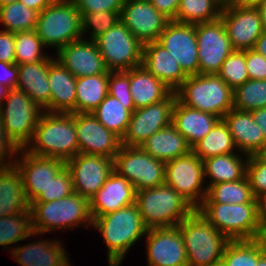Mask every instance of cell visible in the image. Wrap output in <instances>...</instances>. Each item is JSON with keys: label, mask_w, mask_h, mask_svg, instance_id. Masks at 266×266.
I'll use <instances>...</instances> for the list:
<instances>
[{"label": "cell", "mask_w": 266, "mask_h": 266, "mask_svg": "<svg viewBox=\"0 0 266 266\" xmlns=\"http://www.w3.org/2000/svg\"><path fill=\"white\" fill-rule=\"evenodd\" d=\"M108 74L76 78L75 113H92L108 95Z\"/></svg>", "instance_id": "34"}, {"label": "cell", "mask_w": 266, "mask_h": 266, "mask_svg": "<svg viewBox=\"0 0 266 266\" xmlns=\"http://www.w3.org/2000/svg\"><path fill=\"white\" fill-rule=\"evenodd\" d=\"M197 210L228 240H250L266 236L260 203H202Z\"/></svg>", "instance_id": "3"}, {"label": "cell", "mask_w": 266, "mask_h": 266, "mask_svg": "<svg viewBox=\"0 0 266 266\" xmlns=\"http://www.w3.org/2000/svg\"><path fill=\"white\" fill-rule=\"evenodd\" d=\"M140 147L153 158L164 162L185 156L191 151L185 138L172 123L158 130L146 139Z\"/></svg>", "instance_id": "32"}, {"label": "cell", "mask_w": 266, "mask_h": 266, "mask_svg": "<svg viewBox=\"0 0 266 266\" xmlns=\"http://www.w3.org/2000/svg\"><path fill=\"white\" fill-rule=\"evenodd\" d=\"M120 21L145 45L157 41L170 20L150 0H125Z\"/></svg>", "instance_id": "19"}, {"label": "cell", "mask_w": 266, "mask_h": 266, "mask_svg": "<svg viewBox=\"0 0 266 266\" xmlns=\"http://www.w3.org/2000/svg\"><path fill=\"white\" fill-rule=\"evenodd\" d=\"M81 16L100 11H121L125 0H73Z\"/></svg>", "instance_id": "49"}, {"label": "cell", "mask_w": 266, "mask_h": 266, "mask_svg": "<svg viewBox=\"0 0 266 266\" xmlns=\"http://www.w3.org/2000/svg\"><path fill=\"white\" fill-rule=\"evenodd\" d=\"M251 114L257 125L261 127L262 133L264 135V140L266 143V108H257L251 110Z\"/></svg>", "instance_id": "55"}, {"label": "cell", "mask_w": 266, "mask_h": 266, "mask_svg": "<svg viewBox=\"0 0 266 266\" xmlns=\"http://www.w3.org/2000/svg\"><path fill=\"white\" fill-rule=\"evenodd\" d=\"M19 151L20 148L12 141L5 131L0 115V169L14 166V159H16Z\"/></svg>", "instance_id": "50"}, {"label": "cell", "mask_w": 266, "mask_h": 266, "mask_svg": "<svg viewBox=\"0 0 266 266\" xmlns=\"http://www.w3.org/2000/svg\"><path fill=\"white\" fill-rule=\"evenodd\" d=\"M72 193H74L72 177L68 168L64 166L60 172L51 179L46 192H41L33 202H50L67 197Z\"/></svg>", "instance_id": "48"}, {"label": "cell", "mask_w": 266, "mask_h": 266, "mask_svg": "<svg viewBox=\"0 0 266 266\" xmlns=\"http://www.w3.org/2000/svg\"><path fill=\"white\" fill-rule=\"evenodd\" d=\"M95 42L109 71H126L141 66L143 44L121 21Z\"/></svg>", "instance_id": "11"}, {"label": "cell", "mask_w": 266, "mask_h": 266, "mask_svg": "<svg viewBox=\"0 0 266 266\" xmlns=\"http://www.w3.org/2000/svg\"><path fill=\"white\" fill-rule=\"evenodd\" d=\"M165 184L175 189L195 209L207 194L204 183L203 162L192 151L182 157L165 162Z\"/></svg>", "instance_id": "12"}, {"label": "cell", "mask_w": 266, "mask_h": 266, "mask_svg": "<svg viewBox=\"0 0 266 266\" xmlns=\"http://www.w3.org/2000/svg\"><path fill=\"white\" fill-rule=\"evenodd\" d=\"M224 2L222 0H180L176 22L198 24L220 18Z\"/></svg>", "instance_id": "38"}, {"label": "cell", "mask_w": 266, "mask_h": 266, "mask_svg": "<svg viewBox=\"0 0 266 266\" xmlns=\"http://www.w3.org/2000/svg\"><path fill=\"white\" fill-rule=\"evenodd\" d=\"M0 62L15 63V33L0 30Z\"/></svg>", "instance_id": "52"}, {"label": "cell", "mask_w": 266, "mask_h": 266, "mask_svg": "<svg viewBox=\"0 0 266 266\" xmlns=\"http://www.w3.org/2000/svg\"><path fill=\"white\" fill-rule=\"evenodd\" d=\"M150 2L170 21L175 20L180 0H150Z\"/></svg>", "instance_id": "54"}, {"label": "cell", "mask_w": 266, "mask_h": 266, "mask_svg": "<svg viewBox=\"0 0 266 266\" xmlns=\"http://www.w3.org/2000/svg\"><path fill=\"white\" fill-rule=\"evenodd\" d=\"M214 266H224L222 263H219L217 265H214Z\"/></svg>", "instance_id": "64"}, {"label": "cell", "mask_w": 266, "mask_h": 266, "mask_svg": "<svg viewBox=\"0 0 266 266\" xmlns=\"http://www.w3.org/2000/svg\"><path fill=\"white\" fill-rule=\"evenodd\" d=\"M220 18L234 50L253 49L256 40L263 33L257 7L223 5Z\"/></svg>", "instance_id": "17"}, {"label": "cell", "mask_w": 266, "mask_h": 266, "mask_svg": "<svg viewBox=\"0 0 266 266\" xmlns=\"http://www.w3.org/2000/svg\"><path fill=\"white\" fill-rule=\"evenodd\" d=\"M30 211L21 172L14 165L0 169V217Z\"/></svg>", "instance_id": "30"}, {"label": "cell", "mask_w": 266, "mask_h": 266, "mask_svg": "<svg viewBox=\"0 0 266 266\" xmlns=\"http://www.w3.org/2000/svg\"><path fill=\"white\" fill-rule=\"evenodd\" d=\"M135 198L134 186L114 171L89 200L92 219L134 204Z\"/></svg>", "instance_id": "23"}, {"label": "cell", "mask_w": 266, "mask_h": 266, "mask_svg": "<svg viewBox=\"0 0 266 266\" xmlns=\"http://www.w3.org/2000/svg\"><path fill=\"white\" fill-rule=\"evenodd\" d=\"M242 154L243 158L240 156ZM246 157V159H244ZM244 159V160H243ZM249 156L240 152L209 157L203 162L204 179H210L207 189L222 182H232L246 177Z\"/></svg>", "instance_id": "33"}, {"label": "cell", "mask_w": 266, "mask_h": 266, "mask_svg": "<svg viewBox=\"0 0 266 266\" xmlns=\"http://www.w3.org/2000/svg\"><path fill=\"white\" fill-rule=\"evenodd\" d=\"M191 151L201 160L238 152L229 128L223 119H220L210 132L191 148Z\"/></svg>", "instance_id": "35"}, {"label": "cell", "mask_w": 266, "mask_h": 266, "mask_svg": "<svg viewBox=\"0 0 266 266\" xmlns=\"http://www.w3.org/2000/svg\"><path fill=\"white\" fill-rule=\"evenodd\" d=\"M145 243L147 266H188L178 226L148 229Z\"/></svg>", "instance_id": "18"}, {"label": "cell", "mask_w": 266, "mask_h": 266, "mask_svg": "<svg viewBox=\"0 0 266 266\" xmlns=\"http://www.w3.org/2000/svg\"><path fill=\"white\" fill-rule=\"evenodd\" d=\"M233 108L242 111L266 108V80L249 79L233 90Z\"/></svg>", "instance_id": "42"}, {"label": "cell", "mask_w": 266, "mask_h": 266, "mask_svg": "<svg viewBox=\"0 0 266 266\" xmlns=\"http://www.w3.org/2000/svg\"><path fill=\"white\" fill-rule=\"evenodd\" d=\"M5 100L0 106L5 131L20 149L25 148L31 141L44 110L26 93L16 88L9 89Z\"/></svg>", "instance_id": "9"}, {"label": "cell", "mask_w": 266, "mask_h": 266, "mask_svg": "<svg viewBox=\"0 0 266 266\" xmlns=\"http://www.w3.org/2000/svg\"><path fill=\"white\" fill-rule=\"evenodd\" d=\"M135 203L148 229L178 226L195 210L184 197L166 184L136 191Z\"/></svg>", "instance_id": "6"}, {"label": "cell", "mask_w": 266, "mask_h": 266, "mask_svg": "<svg viewBox=\"0 0 266 266\" xmlns=\"http://www.w3.org/2000/svg\"><path fill=\"white\" fill-rule=\"evenodd\" d=\"M217 75L233 90L249 80L246 69V50H234L223 62Z\"/></svg>", "instance_id": "44"}, {"label": "cell", "mask_w": 266, "mask_h": 266, "mask_svg": "<svg viewBox=\"0 0 266 266\" xmlns=\"http://www.w3.org/2000/svg\"><path fill=\"white\" fill-rule=\"evenodd\" d=\"M38 12L17 1L0 6V23L12 33L34 30L37 25Z\"/></svg>", "instance_id": "41"}, {"label": "cell", "mask_w": 266, "mask_h": 266, "mask_svg": "<svg viewBox=\"0 0 266 266\" xmlns=\"http://www.w3.org/2000/svg\"><path fill=\"white\" fill-rule=\"evenodd\" d=\"M92 228L104 239L109 266L121 265L129 249L148 231L136 203L96 217Z\"/></svg>", "instance_id": "2"}, {"label": "cell", "mask_w": 266, "mask_h": 266, "mask_svg": "<svg viewBox=\"0 0 266 266\" xmlns=\"http://www.w3.org/2000/svg\"><path fill=\"white\" fill-rule=\"evenodd\" d=\"M108 94L116 99L133 113L136 110L130 92L129 70L109 71L108 74Z\"/></svg>", "instance_id": "47"}, {"label": "cell", "mask_w": 266, "mask_h": 266, "mask_svg": "<svg viewBox=\"0 0 266 266\" xmlns=\"http://www.w3.org/2000/svg\"><path fill=\"white\" fill-rule=\"evenodd\" d=\"M260 15H261V21H262V28L263 31L266 32V0H264L263 2H261L258 6H257Z\"/></svg>", "instance_id": "59"}, {"label": "cell", "mask_w": 266, "mask_h": 266, "mask_svg": "<svg viewBox=\"0 0 266 266\" xmlns=\"http://www.w3.org/2000/svg\"><path fill=\"white\" fill-rule=\"evenodd\" d=\"M266 252V236L250 240H229L221 263L224 266H253Z\"/></svg>", "instance_id": "36"}, {"label": "cell", "mask_w": 266, "mask_h": 266, "mask_svg": "<svg viewBox=\"0 0 266 266\" xmlns=\"http://www.w3.org/2000/svg\"><path fill=\"white\" fill-rule=\"evenodd\" d=\"M199 74H217L234 51L221 18L196 24Z\"/></svg>", "instance_id": "14"}, {"label": "cell", "mask_w": 266, "mask_h": 266, "mask_svg": "<svg viewBox=\"0 0 266 266\" xmlns=\"http://www.w3.org/2000/svg\"><path fill=\"white\" fill-rule=\"evenodd\" d=\"M38 235L33 232L30 211L0 217V246H3V250L8 251L9 245H16L19 241Z\"/></svg>", "instance_id": "40"}, {"label": "cell", "mask_w": 266, "mask_h": 266, "mask_svg": "<svg viewBox=\"0 0 266 266\" xmlns=\"http://www.w3.org/2000/svg\"><path fill=\"white\" fill-rule=\"evenodd\" d=\"M30 212L33 232L40 235L84 225L92 228L89 200L75 192L50 202H32Z\"/></svg>", "instance_id": "4"}, {"label": "cell", "mask_w": 266, "mask_h": 266, "mask_svg": "<svg viewBox=\"0 0 266 266\" xmlns=\"http://www.w3.org/2000/svg\"><path fill=\"white\" fill-rule=\"evenodd\" d=\"M253 266H266V252L259 258L257 264H253Z\"/></svg>", "instance_id": "62"}, {"label": "cell", "mask_w": 266, "mask_h": 266, "mask_svg": "<svg viewBox=\"0 0 266 266\" xmlns=\"http://www.w3.org/2000/svg\"><path fill=\"white\" fill-rule=\"evenodd\" d=\"M184 239L188 266H214L221 263L228 239L195 209L178 224Z\"/></svg>", "instance_id": "5"}, {"label": "cell", "mask_w": 266, "mask_h": 266, "mask_svg": "<svg viewBox=\"0 0 266 266\" xmlns=\"http://www.w3.org/2000/svg\"><path fill=\"white\" fill-rule=\"evenodd\" d=\"M264 0H228L224 5L257 7Z\"/></svg>", "instance_id": "57"}, {"label": "cell", "mask_w": 266, "mask_h": 266, "mask_svg": "<svg viewBox=\"0 0 266 266\" xmlns=\"http://www.w3.org/2000/svg\"><path fill=\"white\" fill-rule=\"evenodd\" d=\"M9 89L7 86L3 85L0 82V106L3 104V102L5 101V98L7 97V94L9 92Z\"/></svg>", "instance_id": "61"}, {"label": "cell", "mask_w": 266, "mask_h": 266, "mask_svg": "<svg viewBox=\"0 0 266 266\" xmlns=\"http://www.w3.org/2000/svg\"><path fill=\"white\" fill-rule=\"evenodd\" d=\"M59 61L76 78L105 74L107 69L95 40L88 38L70 42L56 51Z\"/></svg>", "instance_id": "22"}, {"label": "cell", "mask_w": 266, "mask_h": 266, "mask_svg": "<svg viewBox=\"0 0 266 266\" xmlns=\"http://www.w3.org/2000/svg\"><path fill=\"white\" fill-rule=\"evenodd\" d=\"M246 69L249 79L266 80V58L255 50H246Z\"/></svg>", "instance_id": "51"}, {"label": "cell", "mask_w": 266, "mask_h": 266, "mask_svg": "<svg viewBox=\"0 0 266 266\" xmlns=\"http://www.w3.org/2000/svg\"><path fill=\"white\" fill-rule=\"evenodd\" d=\"M220 120L218 116L185 106L177 99L172 111V124L192 148Z\"/></svg>", "instance_id": "28"}, {"label": "cell", "mask_w": 266, "mask_h": 266, "mask_svg": "<svg viewBox=\"0 0 266 266\" xmlns=\"http://www.w3.org/2000/svg\"><path fill=\"white\" fill-rule=\"evenodd\" d=\"M260 209H261V221L266 233V197L260 201Z\"/></svg>", "instance_id": "60"}, {"label": "cell", "mask_w": 266, "mask_h": 266, "mask_svg": "<svg viewBox=\"0 0 266 266\" xmlns=\"http://www.w3.org/2000/svg\"><path fill=\"white\" fill-rule=\"evenodd\" d=\"M257 53L263 55L266 58V32L263 31L261 36L256 40L253 48Z\"/></svg>", "instance_id": "58"}, {"label": "cell", "mask_w": 266, "mask_h": 266, "mask_svg": "<svg viewBox=\"0 0 266 266\" xmlns=\"http://www.w3.org/2000/svg\"><path fill=\"white\" fill-rule=\"evenodd\" d=\"M39 239L11 248V257L20 266H72L60 240Z\"/></svg>", "instance_id": "26"}, {"label": "cell", "mask_w": 266, "mask_h": 266, "mask_svg": "<svg viewBox=\"0 0 266 266\" xmlns=\"http://www.w3.org/2000/svg\"><path fill=\"white\" fill-rule=\"evenodd\" d=\"M175 93L177 100L185 106L220 119L233 109V89L217 74L190 75Z\"/></svg>", "instance_id": "7"}, {"label": "cell", "mask_w": 266, "mask_h": 266, "mask_svg": "<svg viewBox=\"0 0 266 266\" xmlns=\"http://www.w3.org/2000/svg\"><path fill=\"white\" fill-rule=\"evenodd\" d=\"M29 8L41 12L45 7L51 5L55 0H18Z\"/></svg>", "instance_id": "56"}, {"label": "cell", "mask_w": 266, "mask_h": 266, "mask_svg": "<svg viewBox=\"0 0 266 266\" xmlns=\"http://www.w3.org/2000/svg\"><path fill=\"white\" fill-rule=\"evenodd\" d=\"M114 171L127 179L136 191L165 184V162L153 158L141 147L121 145L114 158Z\"/></svg>", "instance_id": "10"}, {"label": "cell", "mask_w": 266, "mask_h": 266, "mask_svg": "<svg viewBox=\"0 0 266 266\" xmlns=\"http://www.w3.org/2000/svg\"><path fill=\"white\" fill-rule=\"evenodd\" d=\"M246 177L253 196L261 201L266 197V157L263 154L249 156Z\"/></svg>", "instance_id": "46"}, {"label": "cell", "mask_w": 266, "mask_h": 266, "mask_svg": "<svg viewBox=\"0 0 266 266\" xmlns=\"http://www.w3.org/2000/svg\"><path fill=\"white\" fill-rule=\"evenodd\" d=\"M157 42L178 61L187 76L199 74L196 24L169 21Z\"/></svg>", "instance_id": "16"}, {"label": "cell", "mask_w": 266, "mask_h": 266, "mask_svg": "<svg viewBox=\"0 0 266 266\" xmlns=\"http://www.w3.org/2000/svg\"><path fill=\"white\" fill-rule=\"evenodd\" d=\"M176 99V93L172 92L160 102L137 108L131 115L127 131L121 139V145L140 147L158 130L170 125Z\"/></svg>", "instance_id": "13"}, {"label": "cell", "mask_w": 266, "mask_h": 266, "mask_svg": "<svg viewBox=\"0 0 266 266\" xmlns=\"http://www.w3.org/2000/svg\"><path fill=\"white\" fill-rule=\"evenodd\" d=\"M129 82L136 109L160 102L173 92L142 65L129 70Z\"/></svg>", "instance_id": "31"}, {"label": "cell", "mask_w": 266, "mask_h": 266, "mask_svg": "<svg viewBox=\"0 0 266 266\" xmlns=\"http://www.w3.org/2000/svg\"><path fill=\"white\" fill-rule=\"evenodd\" d=\"M141 65L175 92L188 77L177 60L157 41L143 45Z\"/></svg>", "instance_id": "25"}, {"label": "cell", "mask_w": 266, "mask_h": 266, "mask_svg": "<svg viewBox=\"0 0 266 266\" xmlns=\"http://www.w3.org/2000/svg\"><path fill=\"white\" fill-rule=\"evenodd\" d=\"M55 56L43 61L19 64L16 89L26 93L44 111L50 112L51 89L48 83V69Z\"/></svg>", "instance_id": "27"}, {"label": "cell", "mask_w": 266, "mask_h": 266, "mask_svg": "<svg viewBox=\"0 0 266 266\" xmlns=\"http://www.w3.org/2000/svg\"><path fill=\"white\" fill-rule=\"evenodd\" d=\"M97 120L121 139L125 135L132 113L109 94L92 112Z\"/></svg>", "instance_id": "39"}, {"label": "cell", "mask_w": 266, "mask_h": 266, "mask_svg": "<svg viewBox=\"0 0 266 266\" xmlns=\"http://www.w3.org/2000/svg\"><path fill=\"white\" fill-rule=\"evenodd\" d=\"M202 203H260L253 196L247 177L232 182L214 184L207 189Z\"/></svg>", "instance_id": "37"}, {"label": "cell", "mask_w": 266, "mask_h": 266, "mask_svg": "<svg viewBox=\"0 0 266 266\" xmlns=\"http://www.w3.org/2000/svg\"><path fill=\"white\" fill-rule=\"evenodd\" d=\"M0 82L8 88H15L18 83V65L0 62Z\"/></svg>", "instance_id": "53"}, {"label": "cell", "mask_w": 266, "mask_h": 266, "mask_svg": "<svg viewBox=\"0 0 266 266\" xmlns=\"http://www.w3.org/2000/svg\"><path fill=\"white\" fill-rule=\"evenodd\" d=\"M48 48H60L83 38L81 14L73 0H55L38 13L35 28Z\"/></svg>", "instance_id": "8"}, {"label": "cell", "mask_w": 266, "mask_h": 266, "mask_svg": "<svg viewBox=\"0 0 266 266\" xmlns=\"http://www.w3.org/2000/svg\"><path fill=\"white\" fill-rule=\"evenodd\" d=\"M31 154L67 161L79 153L75 113L44 111L31 141L24 148Z\"/></svg>", "instance_id": "1"}, {"label": "cell", "mask_w": 266, "mask_h": 266, "mask_svg": "<svg viewBox=\"0 0 266 266\" xmlns=\"http://www.w3.org/2000/svg\"><path fill=\"white\" fill-rule=\"evenodd\" d=\"M76 194L90 200L114 172V159L78 153L65 162Z\"/></svg>", "instance_id": "15"}, {"label": "cell", "mask_w": 266, "mask_h": 266, "mask_svg": "<svg viewBox=\"0 0 266 266\" xmlns=\"http://www.w3.org/2000/svg\"><path fill=\"white\" fill-rule=\"evenodd\" d=\"M79 153L112 159L119 152L121 138L101 124L92 113H75Z\"/></svg>", "instance_id": "21"}, {"label": "cell", "mask_w": 266, "mask_h": 266, "mask_svg": "<svg viewBox=\"0 0 266 266\" xmlns=\"http://www.w3.org/2000/svg\"><path fill=\"white\" fill-rule=\"evenodd\" d=\"M120 13L121 11H100L99 13L83 14L81 16L83 36H85L84 33L86 34L89 29L91 34L88 35L89 40H95L120 21Z\"/></svg>", "instance_id": "45"}, {"label": "cell", "mask_w": 266, "mask_h": 266, "mask_svg": "<svg viewBox=\"0 0 266 266\" xmlns=\"http://www.w3.org/2000/svg\"><path fill=\"white\" fill-rule=\"evenodd\" d=\"M222 119L227 124L239 153L247 156L264 153V135L261 127L254 121L251 111L233 108Z\"/></svg>", "instance_id": "24"}, {"label": "cell", "mask_w": 266, "mask_h": 266, "mask_svg": "<svg viewBox=\"0 0 266 266\" xmlns=\"http://www.w3.org/2000/svg\"><path fill=\"white\" fill-rule=\"evenodd\" d=\"M47 48L38 37L36 30L15 33V63L28 64L43 61L51 56L44 54Z\"/></svg>", "instance_id": "43"}, {"label": "cell", "mask_w": 266, "mask_h": 266, "mask_svg": "<svg viewBox=\"0 0 266 266\" xmlns=\"http://www.w3.org/2000/svg\"><path fill=\"white\" fill-rule=\"evenodd\" d=\"M15 159V166L21 172L24 191L31 204L41 192L47 189L51 179L65 166L59 158L41 157L21 148Z\"/></svg>", "instance_id": "20"}, {"label": "cell", "mask_w": 266, "mask_h": 266, "mask_svg": "<svg viewBox=\"0 0 266 266\" xmlns=\"http://www.w3.org/2000/svg\"><path fill=\"white\" fill-rule=\"evenodd\" d=\"M50 112L75 113L76 77L59 61L49 64Z\"/></svg>", "instance_id": "29"}, {"label": "cell", "mask_w": 266, "mask_h": 266, "mask_svg": "<svg viewBox=\"0 0 266 266\" xmlns=\"http://www.w3.org/2000/svg\"><path fill=\"white\" fill-rule=\"evenodd\" d=\"M18 0H0V6H4L7 4H12L14 2H17Z\"/></svg>", "instance_id": "63"}]
</instances>
